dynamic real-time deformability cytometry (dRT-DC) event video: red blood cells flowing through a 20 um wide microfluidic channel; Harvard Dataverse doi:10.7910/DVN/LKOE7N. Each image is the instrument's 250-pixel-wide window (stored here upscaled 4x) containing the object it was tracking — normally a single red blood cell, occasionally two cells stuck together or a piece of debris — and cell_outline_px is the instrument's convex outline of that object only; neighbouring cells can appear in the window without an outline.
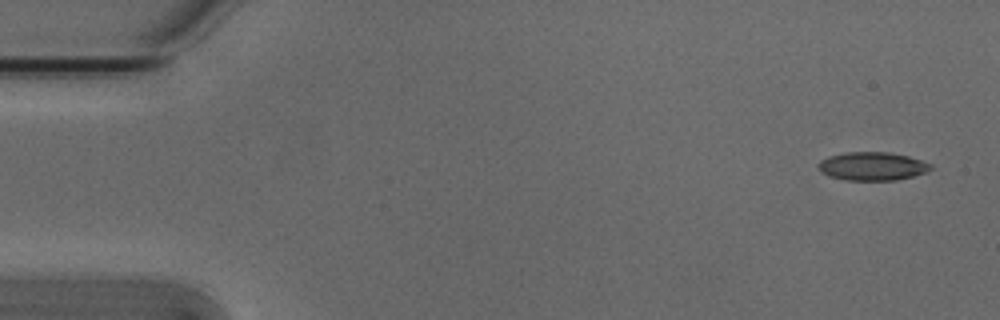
{"species": "Egyptian fruit bat (a non-hibernating species)", "species_latin": "Rousettus aegyptiacus", "temperature_condition": "cold", "stored_images_in_passage": 5, "segment_of_instrument_passage": [1, 2], "camera_frame_rate_fps": 3000, "um_per_image_px": 0.085, "animal": {"sex": "male"}, "frame": {"image": 1, "passage_image": 1, "time_ms": 0.0, "image_size_px": [1000, 320], "cell_outline_px": [[932, 168], [924, 172], [912, 176], [896, 180], [844, 180], [828, 176], [820, 172], [816, 168], [816, 164], [820, 160], [828, 156], [844, 152], [888, 152], [908, 156], [932, 164]], "centroid_in_image_um": [74.06, 14.13], "position_along_channel_um": 10.9, "area_um2": 18.73}}